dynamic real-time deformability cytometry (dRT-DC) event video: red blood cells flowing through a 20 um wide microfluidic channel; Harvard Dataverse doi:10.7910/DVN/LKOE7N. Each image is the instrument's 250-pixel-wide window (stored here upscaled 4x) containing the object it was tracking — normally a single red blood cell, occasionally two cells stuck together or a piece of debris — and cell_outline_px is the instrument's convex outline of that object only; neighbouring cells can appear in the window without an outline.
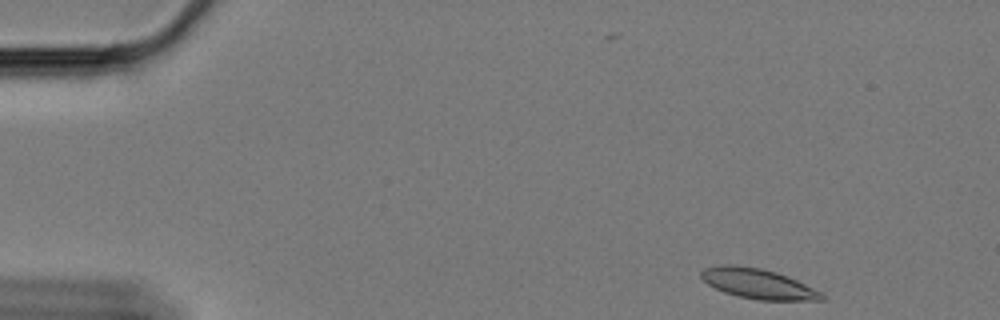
{"species": "Egyptian fruit bat (a non-hibernating species)", "species_latin": "Rousettus aegyptiacus", "temperature_condition": "cold", "stored_images_in_passage": 55, "camera_frame_rate_fps": 3000, "um_per_image_px": 0.085, "animal": {"sex": "female"}, "frame": {"image": 1, "passage_image": 1, "time_ms": 0.0, "image_size_px": [1000, 320], "cell_outline_px": [[824, 300], [760, 300], [736, 296], [724, 292], [708, 284], [700, 276], [700, 272], [704, 268], [724, 264], [732, 264], [760, 268], [776, 272], [796, 280], [824, 292]], "centroid_in_image_um": [64.44, 24.11], "position_along_channel_um": 20.6, "area_um2": 21.1}}
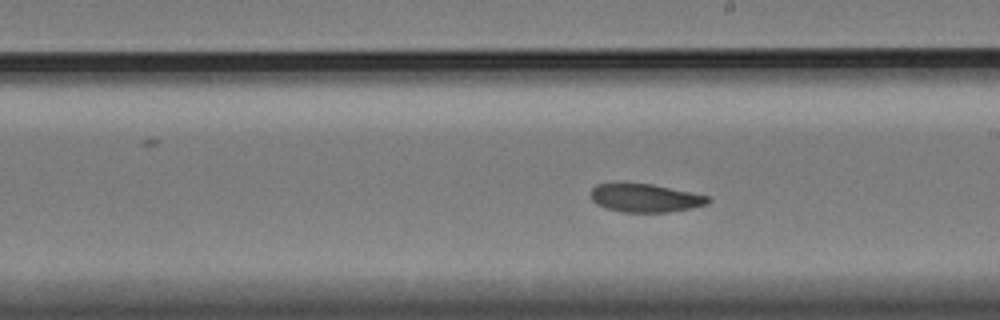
{"frame": {"image": 2, "passage_image": 29, "time_ms": 9.333, "image_size_px": [1000, 320], "cell_outline_px": [[712, 200], [708, 204], [692, 208], [668, 212], [620, 212], [604, 208], [596, 204], [592, 200], [592, 188], [596, 184], [620, 180], [624, 180], [652, 184], [708, 196]], "centroid_in_image_um": [54.77, 16.79], "position_along_channel_um": 234.2, "area_um2": 20.06}}
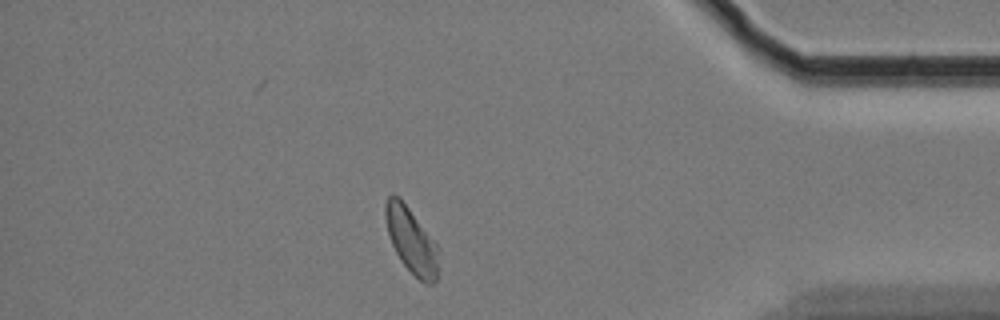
{"frame": {"image": 3, "passage_image": 47, "time_ms": 15.333, "image_size_px": [1000, 320], "cell_outline_px": [[440, 248], [436, 280], [432, 284], [428, 284], [420, 280], [400, 260], [392, 244], [388, 232], [384, 216], [384, 204], [388, 196], [400, 196]], "centroid_in_image_um": [34.97, 20.42], "position_along_channel_um": 400.2, "area_um2": 20.29}, "authors_computed_cell_mechanics": {"area_um2": 20.5768, "velocity_mm_per_s": 3.3039, "shape_relaxation_time_tau1_ms": 7.3814, "shape_relaxation_time_tau2_ms": 3.5941, "deformation_change_tau1": 0.1628, "deformation_change_tau2": 0.0868}}